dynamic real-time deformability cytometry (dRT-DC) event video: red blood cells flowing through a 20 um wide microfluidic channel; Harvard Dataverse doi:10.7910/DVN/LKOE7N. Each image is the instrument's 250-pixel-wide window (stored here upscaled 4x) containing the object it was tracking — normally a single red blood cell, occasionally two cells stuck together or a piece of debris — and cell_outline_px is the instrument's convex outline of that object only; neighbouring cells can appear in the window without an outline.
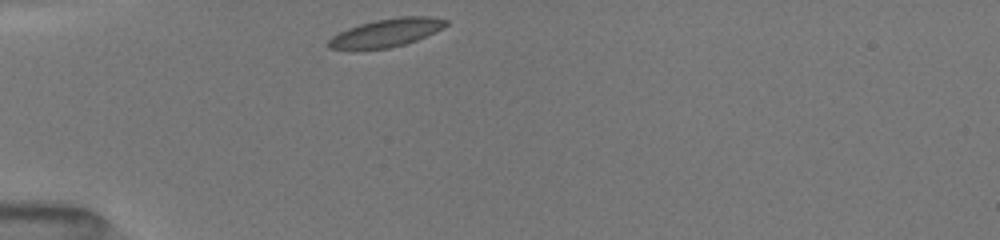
{"species": "common noctule bat (a hibernating species)", "species_latin": "Nyctalus noctula", "temperature_condition": "room temperature", "stored_images_in_passage": 32, "camera_frame_rate_fps": 3000, "um_per_image_px": 0.085, "animal": {"sex": "female", "body_mass_g": 19.5, "forearm_length_mm": 54.1}, "frame": {"image": 1, "passage_image": 1, "time_ms": 0.0, "image_size_px": [1000, 240], "cell_outline_px": [[448, 24], [416, 40], [404, 44], [388, 48], [356, 52], [352, 52], [328, 48], [324, 44], [332, 36], [348, 28], [360, 24], [376, 20], [400, 16], [432, 16], [448, 20]], "centroid_in_image_um": [32.71, 2.83], "position_along_channel_um": 52.3, "area_um2": 19.71}}
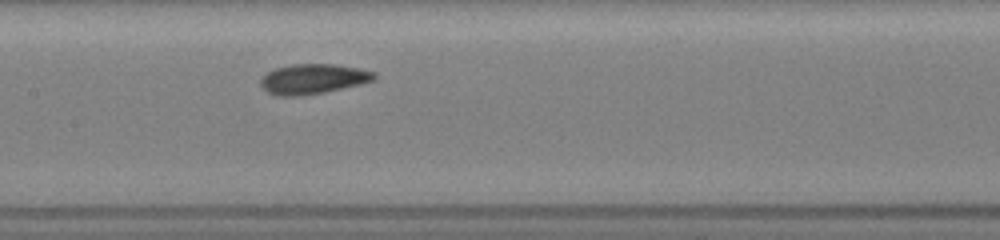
{"frame": {"image": 2, "passage_image": 12, "time_ms": 3.667, "image_size_px": [1000, 240], "cell_outline_px": [[376, 80], [360, 84], [324, 92], [300, 96], [276, 96], [268, 92], [260, 84], [260, 76], [276, 68], [292, 64], [336, 64], [360, 68], [376, 72]], "centroid_in_image_um": [26.62, 6.7], "position_along_channel_um": 180.8, "area_um2": 20.0}}
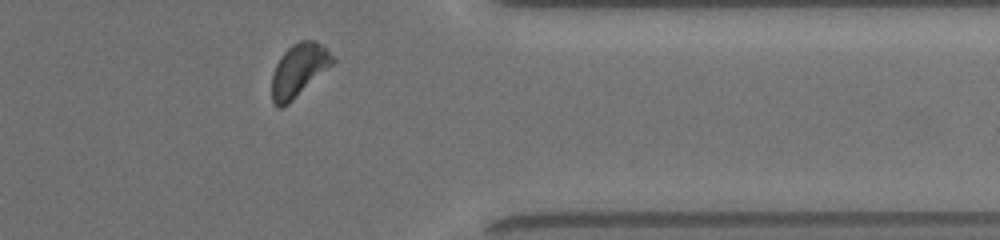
{"frame": {"image": 3, "passage_image": 28, "time_ms": 9.0, "image_size_px": [1000, 240], "cell_outline_px": [[336, 60], [332, 64], [288, 104], [280, 108], [272, 100], [272, 72], [280, 56], [292, 44], [300, 40], [316, 40]], "centroid_in_image_um": [25.36, 5.94], "position_along_channel_um": 386.0, "area_um2": 18.32}, "authors_computed_cell_mechanics": {"area_um2": 19.1896, "velocity_mm_per_s": 4.0037, "shape_relaxation_time_tau1_ms": 2.495, "shape_relaxation_time_tau2_ms": 3.9491, "deformation_change_tau1": 0.0977, "deformation_change_tau2": 0.0764}}